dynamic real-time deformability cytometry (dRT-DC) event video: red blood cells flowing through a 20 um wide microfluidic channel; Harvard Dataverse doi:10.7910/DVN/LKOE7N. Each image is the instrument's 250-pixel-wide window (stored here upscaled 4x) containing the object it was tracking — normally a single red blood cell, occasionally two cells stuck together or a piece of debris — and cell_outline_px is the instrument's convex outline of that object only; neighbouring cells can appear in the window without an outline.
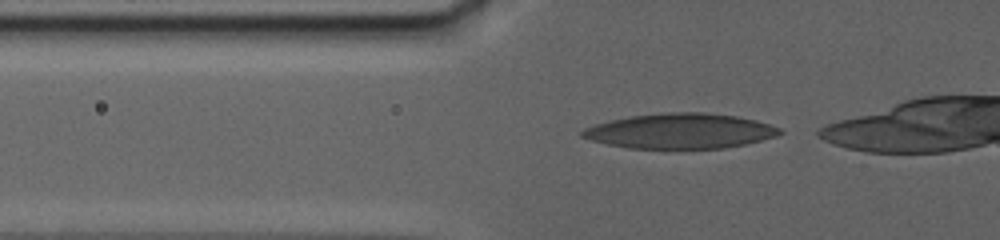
{"species": "human", "species_latin": "Homo sapiens", "temperature_condition": "warm", "stored_images_in_passage": 79, "camera_frame_rate_fps": 3000, "um_per_image_px": 0.085, "donor": {"sex": "female"}, "frame": {"image": 1, "passage_image": 3, "time_ms": 0.333, "image_size_px": [1000, 240], "cell_outline_px": [[784, 132], [776, 136], [744, 144], [724, 148], [628, 148], [608, 144], [592, 140], [580, 136], [580, 132], [584, 128], [596, 124], [612, 120], [632, 116], [668, 112], [704, 112], [736, 116], [756, 120], [780, 128]], "centroid_in_image_um": [57.83, 11.13], "position_along_channel_um": 68.0, "area_um2": 40.06}}
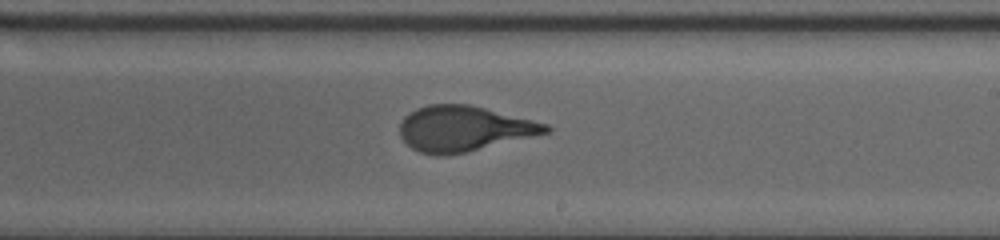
{"frame": {"image": 2, "passage_image": 48, "time_ms": 7.0, "image_size_px": [1000, 240], "cell_outline_px": [[552, 128], [548, 132], [468, 152], [448, 156], [436, 156], [420, 152], [412, 148], [400, 136], [400, 120], [408, 112], [416, 108], [428, 104], [468, 104], [548, 124]], "centroid_in_image_um": [39.37, 10.94], "position_along_channel_um": 249.6, "area_um2": 38.55}}
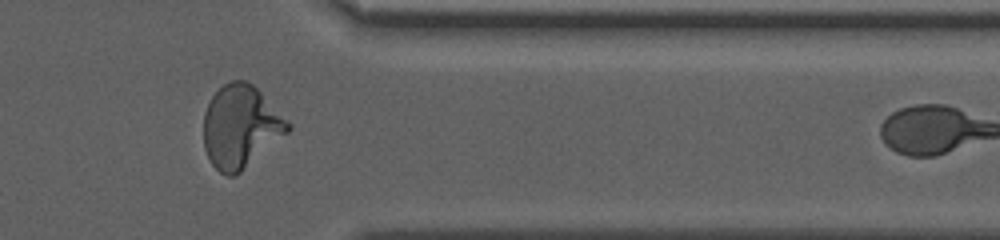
{"frame": {"image": 3, "passage_image": 73, "time_ms": 12.0, "image_size_px": [1000, 240], "cell_outline_px": [[292, 128], [288, 132], [236, 176], [228, 176], [220, 172], [212, 164], [204, 148], [204, 112], [212, 96], [228, 80], [244, 80], [252, 84], [292, 124]], "centroid_in_image_um": [20.45, 10.77], "position_along_channel_um": 390.9, "area_um2": 40.34}}